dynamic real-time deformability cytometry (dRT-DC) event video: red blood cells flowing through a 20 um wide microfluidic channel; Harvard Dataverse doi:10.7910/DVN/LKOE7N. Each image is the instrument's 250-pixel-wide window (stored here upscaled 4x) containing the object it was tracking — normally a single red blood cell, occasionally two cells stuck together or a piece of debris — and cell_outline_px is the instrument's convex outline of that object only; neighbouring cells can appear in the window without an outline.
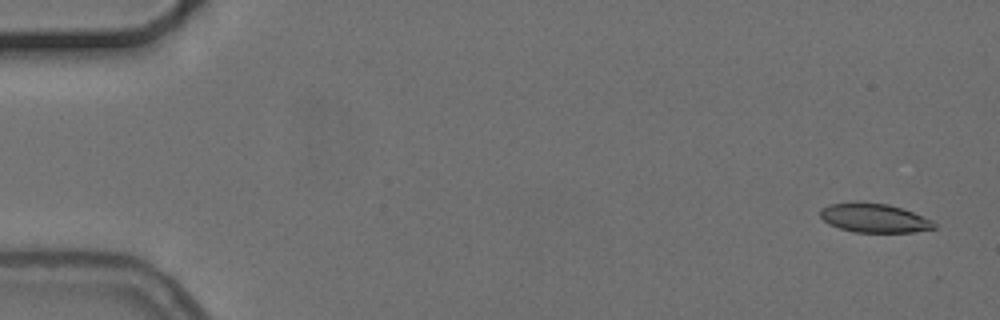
{"species": "common noctule bat (a hibernating species)", "species_latin": "Nyctalus noctula", "temperature_condition": "cold", "stored_images_in_passage": 4, "camera_frame_rate_fps": 3000, "um_per_image_px": 0.085, "animal": {"sex": "female", "body_mass_g": 24.6, "forearm_length_mm": 56.2}, "frame": {"image": 1, "passage_image": 1, "time_ms": 0.0, "image_size_px": [1000, 320], "cell_outline_px": [[936, 228], [912, 232], [856, 232], [840, 228], [828, 224], [820, 216], [820, 208], [828, 204], [860, 200], [888, 204], [912, 212], [932, 220], [936, 224]], "centroid_in_image_um": [74.26, 18.5], "position_along_channel_um": 10.7, "area_um2": 19.48}}
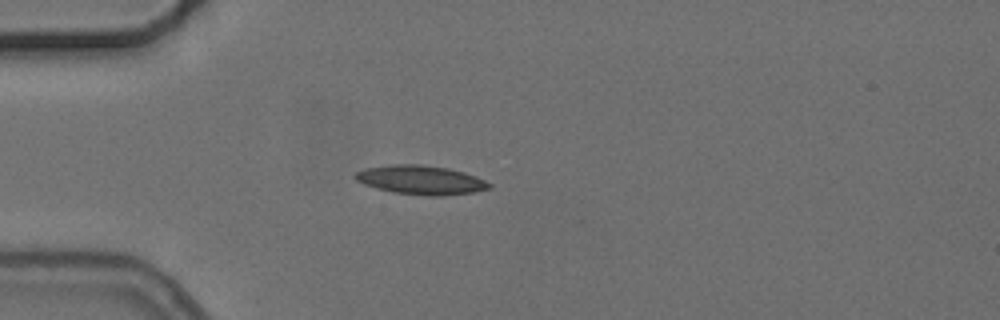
{"frame": {"image": 2, "passage_image": 4, "time_ms": 4.333, "image_size_px": [1000, 320], "cell_outline_px": [[492, 188], [472, 192], [440, 196], [428, 196], [392, 192], [376, 188], [364, 184], [356, 180], [352, 176], [356, 172], [364, 168], [392, 164], [420, 164], [448, 168], [464, 172], [476, 176], [492, 184]], "centroid_in_image_um": [35.75, 15.29], "position_along_channel_um": 49.2, "area_um2": 22.77}}